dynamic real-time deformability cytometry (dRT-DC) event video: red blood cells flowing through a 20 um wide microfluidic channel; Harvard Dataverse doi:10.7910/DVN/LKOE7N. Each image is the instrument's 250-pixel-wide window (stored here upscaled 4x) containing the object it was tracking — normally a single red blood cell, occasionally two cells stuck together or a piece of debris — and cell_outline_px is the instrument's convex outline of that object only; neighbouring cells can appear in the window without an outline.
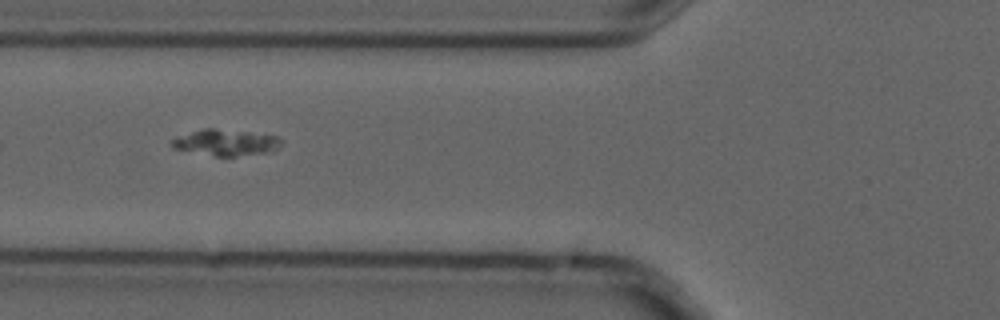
{"species": "common noctule bat (a hibernating species)", "species_latin": "Nyctalus noctula", "temperature_condition": "cold", "stored_images_in_passage": 9, "camera_frame_rate_fps": 3000, "um_per_image_px": 0.085, "animal": {"sex": "male", "forearm_length_mm": 52.5}, "frame": {"image": 1, "passage_image": 7, "time_ms": 2.0, "image_size_px": [1000, 320], "cell_outline_px": [[284, 144], [268, 152], [236, 156], [216, 156], [172, 148], [172, 140], [192, 132], [204, 128], [212, 128], [248, 132], [280, 136], [284, 140]], "centroid_in_image_um": [19.29, 12.11], "position_along_channel_um": 106.5, "area_um2": 16.47}}
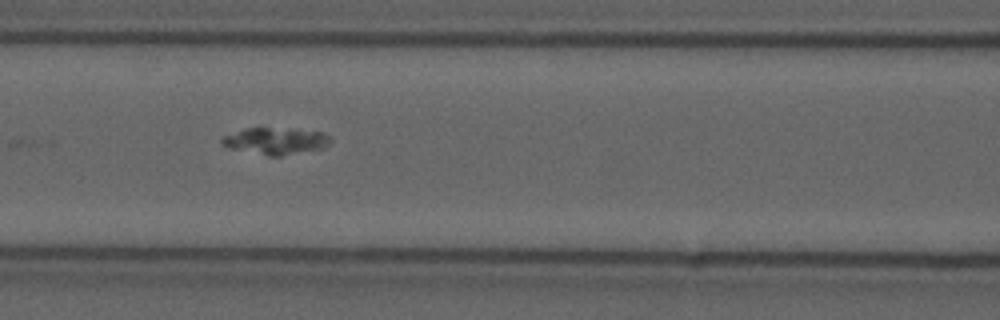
{"frame": {"image": 2, "passage_image": 8, "time_ms": 2.333, "image_size_px": [1000, 320], "cell_outline_px": [[332, 140], [328, 144], [320, 148], [280, 156], [268, 156], [232, 148], [220, 144], [220, 140], [224, 136], [244, 128], [268, 128], [320, 132], [332, 136]], "centroid_in_image_um": [23.39, 11.99], "position_along_channel_um": 143.2, "area_um2": 16.47}}
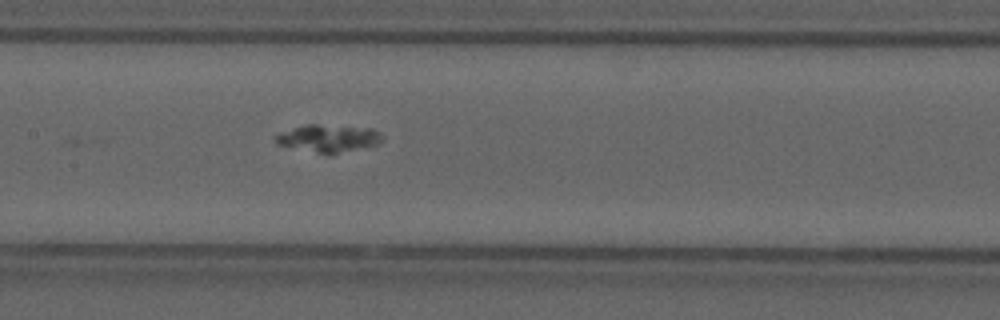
{"frame": {"image": 3, "passage_image": 9, "time_ms": 2.667, "image_size_px": [1000, 320], "cell_outline_px": [[384, 140], [380, 144], [328, 156], [276, 144], [276, 136], [304, 124], [316, 124], [372, 128], [380, 132], [384, 136]], "centroid_in_image_um": [28.01, 11.78], "position_along_channel_um": 179.4, "area_um2": 17.4}}